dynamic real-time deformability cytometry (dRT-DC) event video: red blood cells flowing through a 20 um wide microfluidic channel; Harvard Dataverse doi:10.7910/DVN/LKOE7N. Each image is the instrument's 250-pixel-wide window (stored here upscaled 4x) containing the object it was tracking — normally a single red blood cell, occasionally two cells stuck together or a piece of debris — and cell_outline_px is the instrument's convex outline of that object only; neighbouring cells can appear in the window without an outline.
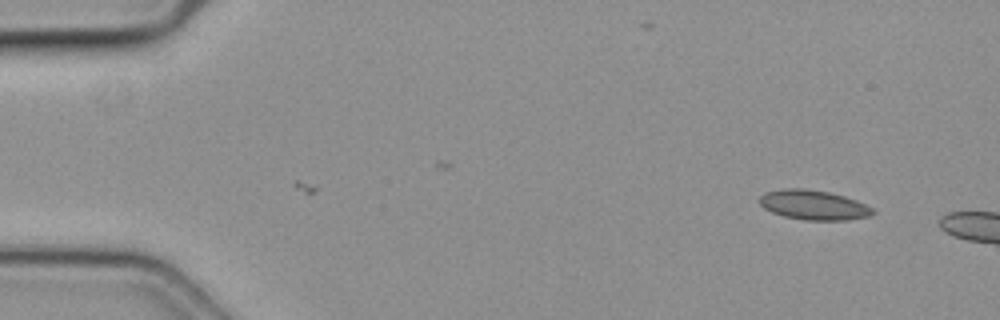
{"species": "common noctule bat (a hibernating species)", "species_latin": "Nyctalus noctula", "temperature_condition": "cold", "stored_images_in_passage": 5, "camera_frame_rate_fps": 3000, "um_per_image_px": 0.085, "animal": {"sex": "female", "body_mass_g": 19.3, "forearm_length_mm": 54.1}, "frame": {"image": 1, "passage_image": 1, "time_ms": 0.0, "image_size_px": [1000, 320], "cell_outline_px": [[876, 212], [872, 216], [844, 220], [804, 220], [784, 216], [772, 212], [764, 208], [760, 204], [760, 196], [764, 192], [784, 188], [804, 188], [828, 192], [844, 196], [856, 200], [872, 208]], "centroid_in_image_um": [69.15, 17.42], "position_along_channel_um": 15.8, "area_um2": 19.59}}